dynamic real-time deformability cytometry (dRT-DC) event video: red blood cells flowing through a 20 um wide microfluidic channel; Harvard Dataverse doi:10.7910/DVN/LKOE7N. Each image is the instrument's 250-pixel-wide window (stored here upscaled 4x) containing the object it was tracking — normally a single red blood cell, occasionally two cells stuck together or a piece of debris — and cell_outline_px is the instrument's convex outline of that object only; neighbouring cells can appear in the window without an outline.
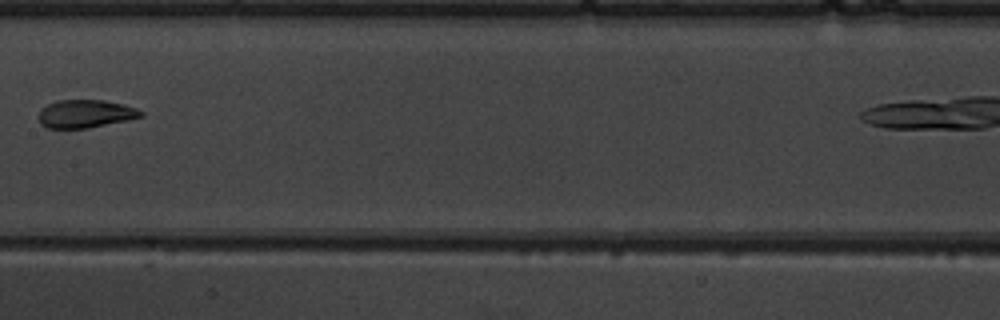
{"species": "common noctule bat (a hibernating species)", "species_latin": "Nyctalus noctula", "temperature_condition": "warm", "stored_images_in_passage": 7, "camera_frame_rate_fps": 3000, "um_per_image_px": 0.085, "animal": {"sex": "male", "body_mass_g": 19.5, "forearm_length_mm": 54.6}, "frame": {"image": 1, "passage_image": 6, "time_ms": 6.0, "image_size_px": [1000, 320], "cell_outline_px": [[144, 116], [128, 120], [88, 128], [48, 128], [40, 124], [36, 116], [40, 108], [56, 100], [104, 100], [124, 104], [136, 108], [144, 112]], "centroid_in_image_um": [7.23, 9.67], "position_along_channel_um": 200.2, "area_um2": 16.99}}
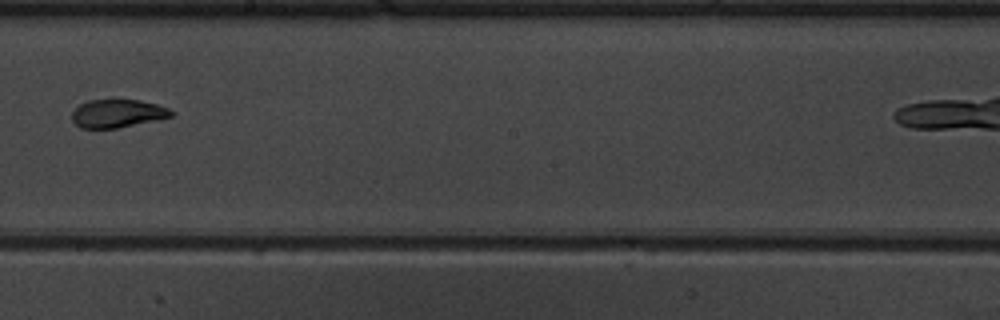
{"frame": {"image": 2, "passage_image": 7, "time_ms": 7.0, "image_size_px": [1000, 320], "cell_outline_px": [[176, 112], [172, 116], [156, 120], [116, 128], [80, 128], [72, 120], [72, 112], [80, 104], [88, 100], [140, 100], [156, 104], [168, 108]], "centroid_in_image_um": [9.99, 9.64], "position_along_channel_um": 238.2, "area_um2": 16.18}}